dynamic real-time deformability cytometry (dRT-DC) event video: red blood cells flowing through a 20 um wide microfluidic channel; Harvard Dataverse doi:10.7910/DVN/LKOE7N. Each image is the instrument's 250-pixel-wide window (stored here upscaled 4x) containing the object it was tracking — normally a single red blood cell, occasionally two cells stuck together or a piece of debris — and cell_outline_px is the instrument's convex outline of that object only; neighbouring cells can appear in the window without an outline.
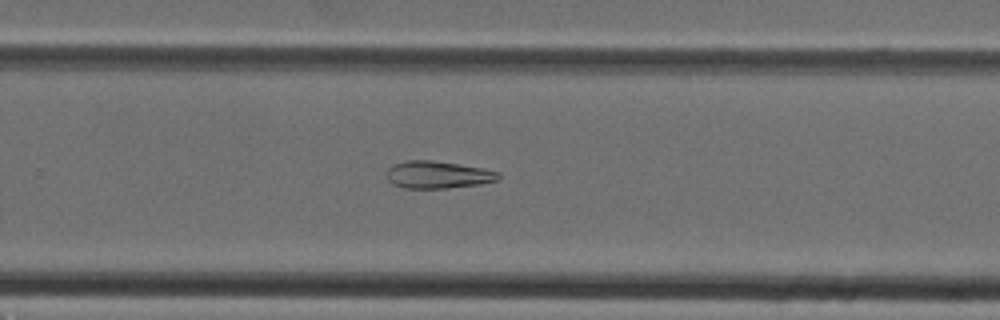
{"species": "Egyptian fruit bat (a non-hibernating species)", "species_latin": "Rousettus aegyptiacus", "temperature_condition": "cold", "stored_images_in_passage": 33, "camera_frame_rate_fps": 3000, "um_per_image_px": 0.085, "animal": {"sex": "female"}, "frame": {"image": 1, "passage_image": 24, "time_ms": 7.667, "image_size_px": [1000, 320], "cell_outline_px": [[500, 176], [496, 180], [480, 184], [444, 188], [404, 188], [392, 184], [388, 180], [388, 168], [392, 164], [408, 160], [432, 160], [480, 168], [500, 172]], "centroid_in_image_um": [37.18, 14.85], "position_along_channel_um": 292.6, "area_um2": 17.57}}